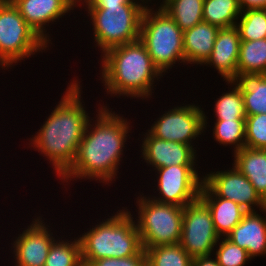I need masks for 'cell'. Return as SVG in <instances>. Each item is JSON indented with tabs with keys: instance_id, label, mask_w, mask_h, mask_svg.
I'll use <instances>...</instances> for the list:
<instances>
[{
	"instance_id": "d4e9b609",
	"label": "cell",
	"mask_w": 266,
	"mask_h": 266,
	"mask_svg": "<svg viewBox=\"0 0 266 266\" xmlns=\"http://www.w3.org/2000/svg\"><path fill=\"white\" fill-rule=\"evenodd\" d=\"M228 89L214 101L213 118L215 120H245L246 113L241 91L232 81L225 83ZM230 87V88H229Z\"/></svg>"
},
{
	"instance_id": "5b68a950",
	"label": "cell",
	"mask_w": 266,
	"mask_h": 266,
	"mask_svg": "<svg viewBox=\"0 0 266 266\" xmlns=\"http://www.w3.org/2000/svg\"><path fill=\"white\" fill-rule=\"evenodd\" d=\"M93 42L101 51L140 40L144 10L130 0H93L84 6Z\"/></svg>"
},
{
	"instance_id": "e575fe53",
	"label": "cell",
	"mask_w": 266,
	"mask_h": 266,
	"mask_svg": "<svg viewBox=\"0 0 266 266\" xmlns=\"http://www.w3.org/2000/svg\"><path fill=\"white\" fill-rule=\"evenodd\" d=\"M132 3L137 4L140 6L143 10H150V9H158V7L155 5L157 0H130ZM152 1L154 3H152ZM156 1V2H155ZM151 3V4H150ZM153 4V5H152ZM152 5V7L150 6ZM155 6V7H154Z\"/></svg>"
},
{
	"instance_id": "4fadbf2b",
	"label": "cell",
	"mask_w": 266,
	"mask_h": 266,
	"mask_svg": "<svg viewBox=\"0 0 266 266\" xmlns=\"http://www.w3.org/2000/svg\"><path fill=\"white\" fill-rule=\"evenodd\" d=\"M203 174V183L217 196L232 200L247 211H261L265 202L256 193L252 183L233 164Z\"/></svg>"
},
{
	"instance_id": "f546056e",
	"label": "cell",
	"mask_w": 266,
	"mask_h": 266,
	"mask_svg": "<svg viewBox=\"0 0 266 266\" xmlns=\"http://www.w3.org/2000/svg\"><path fill=\"white\" fill-rule=\"evenodd\" d=\"M213 257L220 266H246L252 260L245 249L240 248L226 237L218 240Z\"/></svg>"
},
{
	"instance_id": "836d02e7",
	"label": "cell",
	"mask_w": 266,
	"mask_h": 266,
	"mask_svg": "<svg viewBox=\"0 0 266 266\" xmlns=\"http://www.w3.org/2000/svg\"><path fill=\"white\" fill-rule=\"evenodd\" d=\"M192 266H220L213 255L193 258Z\"/></svg>"
},
{
	"instance_id": "44dd1931",
	"label": "cell",
	"mask_w": 266,
	"mask_h": 266,
	"mask_svg": "<svg viewBox=\"0 0 266 266\" xmlns=\"http://www.w3.org/2000/svg\"><path fill=\"white\" fill-rule=\"evenodd\" d=\"M231 81L243 95L246 116L266 114V74L242 73Z\"/></svg>"
},
{
	"instance_id": "e0dca14e",
	"label": "cell",
	"mask_w": 266,
	"mask_h": 266,
	"mask_svg": "<svg viewBox=\"0 0 266 266\" xmlns=\"http://www.w3.org/2000/svg\"><path fill=\"white\" fill-rule=\"evenodd\" d=\"M248 211L241 222L226 237L228 240L245 249L252 259L266 257V207L260 211Z\"/></svg>"
},
{
	"instance_id": "7a4b0ae2",
	"label": "cell",
	"mask_w": 266,
	"mask_h": 266,
	"mask_svg": "<svg viewBox=\"0 0 266 266\" xmlns=\"http://www.w3.org/2000/svg\"><path fill=\"white\" fill-rule=\"evenodd\" d=\"M73 79H70L64 94L59 95L60 101L44 123L39 125L40 129L32 133L26 143L29 145L27 148H33L49 161L47 163H50L57 178L72 166L88 121L92 118L82 97V81L76 75Z\"/></svg>"
},
{
	"instance_id": "8992f818",
	"label": "cell",
	"mask_w": 266,
	"mask_h": 266,
	"mask_svg": "<svg viewBox=\"0 0 266 266\" xmlns=\"http://www.w3.org/2000/svg\"><path fill=\"white\" fill-rule=\"evenodd\" d=\"M140 41L145 45L153 64L164 77L166 73H170V69L180 64L186 66L183 31L164 9L144 10Z\"/></svg>"
},
{
	"instance_id": "4dcf8cb0",
	"label": "cell",
	"mask_w": 266,
	"mask_h": 266,
	"mask_svg": "<svg viewBox=\"0 0 266 266\" xmlns=\"http://www.w3.org/2000/svg\"><path fill=\"white\" fill-rule=\"evenodd\" d=\"M245 147L266 149V114L246 116Z\"/></svg>"
},
{
	"instance_id": "f1b7e54d",
	"label": "cell",
	"mask_w": 266,
	"mask_h": 266,
	"mask_svg": "<svg viewBox=\"0 0 266 266\" xmlns=\"http://www.w3.org/2000/svg\"><path fill=\"white\" fill-rule=\"evenodd\" d=\"M241 41H254L266 38V9L241 11L236 24Z\"/></svg>"
},
{
	"instance_id": "5bb4252c",
	"label": "cell",
	"mask_w": 266,
	"mask_h": 266,
	"mask_svg": "<svg viewBox=\"0 0 266 266\" xmlns=\"http://www.w3.org/2000/svg\"><path fill=\"white\" fill-rule=\"evenodd\" d=\"M18 9L26 23L50 46L52 42L51 28L60 18H67L76 9L74 0H10ZM74 10V11H73ZM50 25V26H49ZM47 27V28H46ZM49 27V30H48ZM50 33V34H49ZM51 35V36H50Z\"/></svg>"
},
{
	"instance_id": "ac0fdd59",
	"label": "cell",
	"mask_w": 266,
	"mask_h": 266,
	"mask_svg": "<svg viewBox=\"0 0 266 266\" xmlns=\"http://www.w3.org/2000/svg\"><path fill=\"white\" fill-rule=\"evenodd\" d=\"M199 198L208 206L219 237H227L248 212L232 200L217 197L204 183Z\"/></svg>"
},
{
	"instance_id": "6da1fadb",
	"label": "cell",
	"mask_w": 266,
	"mask_h": 266,
	"mask_svg": "<svg viewBox=\"0 0 266 266\" xmlns=\"http://www.w3.org/2000/svg\"><path fill=\"white\" fill-rule=\"evenodd\" d=\"M103 104L98 103L95 117L88 121L72 166L59 178L67 191L68 185L71 187L70 183H73L71 181L95 180L104 186H111L119 178L118 170L124 163L125 144L133 133V122Z\"/></svg>"
},
{
	"instance_id": "83f0119b",
	"label": "cell",
	"mask_w": 266,
	"mask_h": 266,
	"mask_svg": "<svg viewBox=\"0 0 266 266\" xmlns=\"http://www.w3.org/2000/svg\"><path fill=\"white\" fill-rule=\"evenodd\" d=\"M147 266H192L193 258L178 244L144 249Z\"/></svg>"
},
{
	"instance_id": "277c9868",
	"label": "cell",
	"mask_w": 266,
	"mask_h": 266,
	"mask_svg": "<svg viewBox=\"0 0 266 266\" xmlns=\"http://www.w3.org/2000/svg\"><path fill=\"white\" fill-rule=\"evenodd\" d=\"M127 208H119L111 216L108 213L106 219L78 235L82 261L131 257L143 249L136 221Z\"/></svg>"
},
{
	"instance_id": "484cf974",
	"label": "cell",
	"mask_w": 266,
	"mask_h": 266,
	"mask_svg": "<svg viewBox=\"0 0 266 266\" xmlns=\"http://www.w3.org/2000/svg\"><path fill=\"white\" fill-rule=\"evenodd\" d=\"M237 72L266 74V38L241 41Z\"/></svg>"
},
{
	"instance_id": "ba28073f",
	"label": "cell",
	"mask_w": 266,
	"mask_h": 266,
	"mask_svg": "<svg viewBox=\"0 0 266 266\" xmlns=\"http://www.w3.org/2000/svg\"><path fill=\"white\" fill-rule=\"evenodd\" d=\"M135 198L134 215L142 248L178 244L181 239L184 207L160 203L143 192Z\"/></svg>"
},
{
	"instance_id": "7c38bea8",
	"label": "cell",
	"mask_w": 266,
	"mask_h": 266,
	"mask_svg": "<svg viewBox=\"0 0 266 266\" xmlns=\"http://www.w3.org/2000/svg\"><path fill=\"white\" fill-rule=\"evenodd\" d=\"M37 214L31 218L30 224L20 228L23 229L21 232L18 229L19 234L11 240L10 254H13V266H44L51 245L59 237L53 234L50 221L48 224L45 218H42L43 215Z\"/></svg>"
},
{
	"instance_id": "4316f807",
	"label": "cell",
	"mask_w": 266,
	"mask_h": 266,
	"mask_svg": "<svg viewBox=\"0 0 266 266\" xmlns=\"http://www.w3.org/2000/svg\"><path fill=\"white\" fill-rule=\"evenodd\" d=\"M214 121L212 122L214 125L211 132L214 141L218 145L223 147L229 145V148L233 149L232 154L245 147V120Z\"/></svg>"
},
{
	"instance_id": "9c48e42d",
	"label": "cell",
	"mask_w": 266,
	"mask_h": 266,
	"mask_svg": "<svg viewBox=\"0 0 266 266\" xmlns=\"http://www.w3.org/2000/svg\"><path fill=\"white\" fill-rule=\"evenodd\" d=\"M196 101L197 99L193 103H177L173 107L170 106L168 111L159 114L147 131L156 138L191 145L198 151L200 148H197V141L203 140L202 135L204 136L211 126L208 122V113L204 112V108L195 103Z\"/></svg>"
},
{
	"instance_id": "1f68e13d",
	"label": "cell",
	"mask_w": 266,
	"mask_h": 266,
	"mask_svg": "<svg viewBox=\"0 0 266 266\" xmlns=\"http://www.w3.org/2000/svg\"><path fill=\"white\" fill-rule=\"evenodd\" d=\"M84 266H147L146 252L142 249L137 255L124 258H101L95 261H82Z\"/></svg>"
},
{
	"instance_id": "d6986e66",
	"label": "cell",
	"mask_w": 266,
	"mask_h": 266,
	"mask_svg": "<svg viewBox=\"0 0 266 266\" xmlns=\"http://www.w3.org/2000/svg\"><path fill=\"white\" fill-rule=\"evenodd\" d=\"M219 30V27L202 21L183 32V52L186 65L198 67L207 61Z\"/></svg>"
},
{
	"instance_id": "52a82bcc",
	"label": "cell",
	"mask_w": 266,
	"mask_h": 266,
	"mask_svg": "<svg viewBox=\"0 0 266 266\" xmlns=\"http://www.w3.org/2000/svg\"><path fill=\"white\" fill-rule=\"evenodd\" d=\"M49 47L10 0L0 1V70L11 71L18 63L47 52Z\"/></svg>"
},
{
	"instance_id": "d6a6232c",
	"label": "cell",
	"mask_w": 266,
	"mask_h": 266,
	"mask_svg": "<svg viewBox=\"0 0 266 266\" xmlns=\"http://www.w3.org/2000/svg\"><path fill=\"white\" fill-rule=\"evenodd\" d=\"M241 11L248 9H266V0H238Z\"/></svg>"
},
{
	"instance_id": "603a6c76",
	"label": "cell",
	"mask_w": 266,
	"mask_h": 266,
	"mask_svg": "<svg viewBox=\"0 0 266 266\" xmlns=\"http://www.w3.org/2000/svg\"><path fill=\"white\" fill-rule=\"evenodd\" d=\"M204 0H169L163 6L184 32L203 21Z\"/></svg>"
},
{
	"instance_id": "9a60e30c",
	"label": "cell",
	"mask_w": 266,
	"mask_h": 266,
	"mask_svg": "<svg viewBox=\"0 0 266 266\" xmlns=\"http://www.w3.org/2000/svg\"><path fill=\"white\" fill-rule=\"evenodd\" d=\"M142 139L139 148L141 149L139 157L146 162L147 168L153 174V169L169 167L171 165H198L200 161L195 148L191 145L166 141L152 136L146 129L142 131ZM144 135V136H143ZM198 163V164H197Z\"/></svg>"
},
{
	"instance_id": "3957f363",
	"label": "cell",
	"mask_w": 266,
	"mask_h": 266,
	"mask_svg": "<svg viewBox=\"0 0 266 266\" xmlns=\"http://www.w3.org/2000/svg\"><path fill=\"white\" fill-rule=\"evenodd\" d=\"M100 58L97 63L101 60V69L97 75L105 88L104 95L112 98L123 96L149 101L155 93V83L163 77L140 40L113 47Z\"/></svg>"
},
{
	"instance_id": "ffe728a7",
	"label": "cell",
	"mask_w": 266,
	"mask_h": 266,
	"mask_svg": "<svg viewBox=\"0 0 266 266\" xmlns=\"http://www.w3.org/2000/svg\"><path fill=\"white\" fill-rule=\"evenodd\" d=\"M232 164L252 183L256 193L266 201V149L244 147L233 153Z\"/></svg>"
},
{
	"instance_id": "8fae6325",
	"label": "cell",
	"mask_w": 266,
	"mask_h": 266,
	"mask_svg": "<svg viewBox=\"0 0 266 266\" xmlns=\"http://www.w3.org/2000/svg\"><path fill=\"white\" fill-rule=\"evenodd\" d=\"M219 239L210 209L200 198L184 206L179 244L192 258L213 255Z\"/></svg>"
},
{
	"instance_id": "d590c367",
	"label": "cell",
	"mask_w": 266,
	"mask_h": 266,
	"mask_svg": "<svg viewBox=\"0 0 266 266\" xmlns=\"http://www.w3.org/2000/svg\"><path fill=\"white\" fill-rule=\"evenodd\" d=\"M93 0H78L77 2H76V8L78 9L79 7H80V9L81 8H83L86 4H89V3H91Z\"/></svg>"
},
{
	"instance_id": "2e32d148",
	"label": "cell",
	"mask_w": 266,
	"mask_h": 266,
	"mask_svg": "<svg viewBox=\"0 0 266 266\" xmlns=\"http://www.w3.org/2000/svg\"><path fill=\"white\" fill-rule=\"evenodd\" d=\"M240 43V33L236 25L220 28L211 55L202 68L213 67L223 81H231L238 74Z\"/></svg>"
},
{
	"instance_id": "8d00e7d4",
	"label": "cell",
	"mask_w": 266,
	"mask_h": 266,
	"mask_svg": "<svg viewBox=\"0 0 266 266\" xmlns=\"http://www.w3.org/2000/svg\"><path fill=\"white\" fill-rule=\"evenodd\" d=\"M169 0H158V3L156 4L158 6V8H162V6Z\"/></svg>"
},
{
	"instance_id": "30bf717a",
	"label": "cell",
	"mask_w": 266,
	"mask_h": 266,
	"mask_svg": "<svg viewBox=\"0 0 266 266\" xmlns=\"http://www.w3.org/2000/svg\"><path fill=\"white\" fill-rule=\"evenodd\" d=\"M199 168L200 165H171L153 170L156 178L151 180L157 182L153 186V188L156 187L153 189L156 196L152 193L148 197L160 203L180 207L193 203L199 199L203 183V175Z\"/></svg>"
},
{
	"instance_id": "7402d4cb",
	"label": "cell",
	"mask_w": 266,
	"mask_h": 266,
	"mask_svg": "<svg viewBox=\"0 0 266 266\" xmlns=\"http://www.w3.org/2000/svg\"><path fill=\"white\" fill-rule=\"evenodd\" d=\"M68 238L60 235L53 242L44 266H84L79 237Z\"/></svg>"
},
{
	"instance_id": "cb8c5ba5",
	"label": "cell",
	"mask_w": 266,
	"mask_h": 266,
	"mask_svg": "<svg viewBox=\"0 0 266 266\" xmlns=\"http://www.w3.org/2000/svg\"><path fill=\"white\" fill-rule=\"evenodd\" d=\"M241 15L238 0H204L203 21L219 28L235 26Z\"/></svg>"
}]
</instances>
